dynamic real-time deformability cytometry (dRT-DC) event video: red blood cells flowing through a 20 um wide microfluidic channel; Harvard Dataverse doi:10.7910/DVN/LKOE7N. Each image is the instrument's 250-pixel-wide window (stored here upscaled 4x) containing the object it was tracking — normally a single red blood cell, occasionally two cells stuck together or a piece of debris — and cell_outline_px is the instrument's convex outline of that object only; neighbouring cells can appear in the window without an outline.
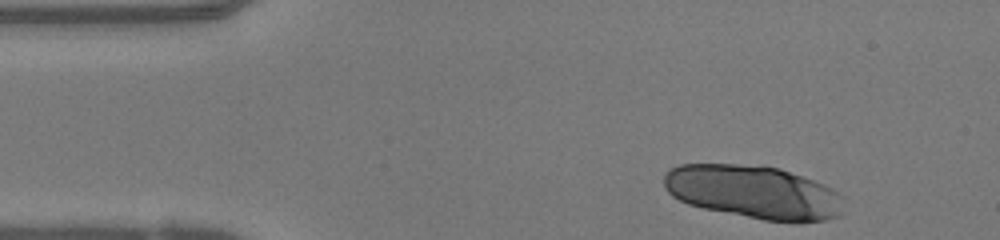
{"species": "human", "species_latin": "Homo sapiens", "temperature_condition": "warm", "stored_images_in_passage": 35, "camera_frame_rate_fps": 3000, "um_per_image_px": 0.085, "donor": {"sex": "female"}, "frame": {"image": 1, "passage_image": 1, "time_ms": 0.0, "image_size_px": [1000, 240], "cell_outline_px": [[844, 196], [840, 216], [824, 220], [764, 220], [704, 208], [688, 204], [672, 196], [664, 188], [664, 176], [672, 168], [680, 164], [760, 164], [780, 168], [824, 184], [840, 192]], "centroid_in_image_um": [64.06, 16.29], "position_along_channel_um": 20.9, "area_um2": 55.72}}